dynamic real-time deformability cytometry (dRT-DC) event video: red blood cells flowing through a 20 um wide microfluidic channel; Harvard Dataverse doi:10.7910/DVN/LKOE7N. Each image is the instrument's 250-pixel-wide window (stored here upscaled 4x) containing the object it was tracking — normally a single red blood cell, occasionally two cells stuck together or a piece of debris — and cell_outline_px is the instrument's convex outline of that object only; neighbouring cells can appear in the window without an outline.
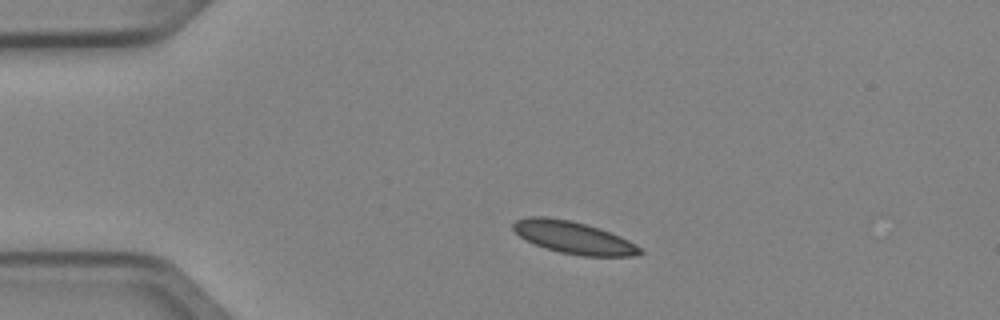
{"species": "Egyptian fruit bat (a non-hibernating species)", "species_latin": "Rousettus aegyptiacus", "temperature_condition": "cold", "stored_images_in_passage": 2, "camera_frame_rate_fps": 3000, "um_per_image_px": 0.085, "animal": {"sex": "female"}, "frame": {"image": 1, "passage_image": 1, "time_ms": 0.0, "image_size_px": [1000, 320], "cell_outline_px": [[644, 252], [636, 256], [584, 256], [560, 252], [544, 248], [520, 236], [512, 228], [512, 224], [516, 220], [528, 216], [544, 216], [568, 220], [584, 224], [620, 236], [636, 244]], "centroid_in_image_um": [48.75, 20.2], "position_along_channel_um": 36.3, "area_um2": 23.52}}